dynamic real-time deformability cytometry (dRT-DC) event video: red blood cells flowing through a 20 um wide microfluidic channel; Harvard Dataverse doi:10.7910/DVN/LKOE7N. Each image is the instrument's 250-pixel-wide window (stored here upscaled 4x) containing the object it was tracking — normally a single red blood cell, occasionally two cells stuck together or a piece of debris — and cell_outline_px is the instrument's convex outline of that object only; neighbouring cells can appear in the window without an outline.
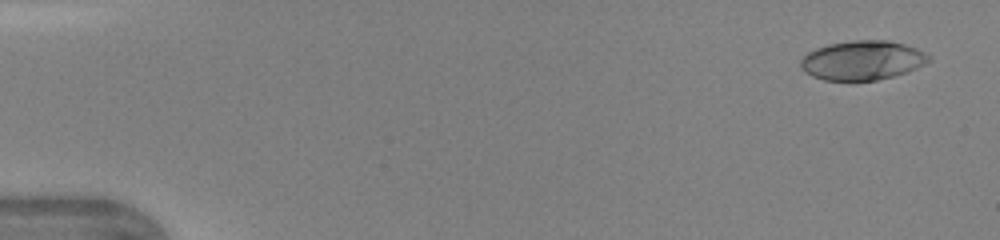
{"species": "human", "species_latin": "Homo sapiens", "temperature_condition": "warm", "stored_images_in_passage": 44, "camera_frame_rate_fps": 3000, "um_per_image_px": 0.085, "donor": {"sex": "female"}, "frame": {"image": 1, "passage_image": 2, "time_ms": 0.333, "image_size_px": [1000, 240], "cell_outline_px": [[932, 60], [916, 68], [892, 76], [876, 80], [824, 80], [812, 76], [804, 72], [800, 68], [800, 60], [808, 52], [816, 48], [828, 44], [852, 40], [888, 40], [904, 44], [916, 48], [924, 52]], "centroid_in_image_um": [73.27, 5.12], "position_along_channel_um": 11.7, "area_um2": 29.25}}
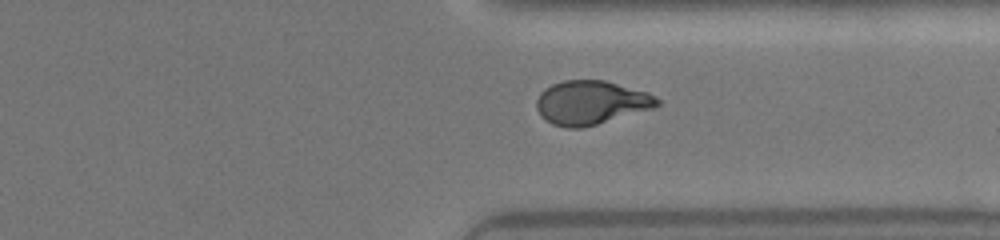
{"frame": {"image": 2, "passage_image": 34, "time_ms": 11.0, "image_size_px": [1000, 240], "cell_outline_px": [[660, 104], [656, 108], [596, 124], [580, 128], [568, 128], [552, 124], [540, 116], [536, 108], [536, 100], [540, 92], [544, 88], [552, 84], [564, 80], [604, 80], [648, 92], [660, 100]], "centroid_in_image_um": [50.23, 8.72], "position_along_channel_um": 361.2, "area_um2": 30.98}}
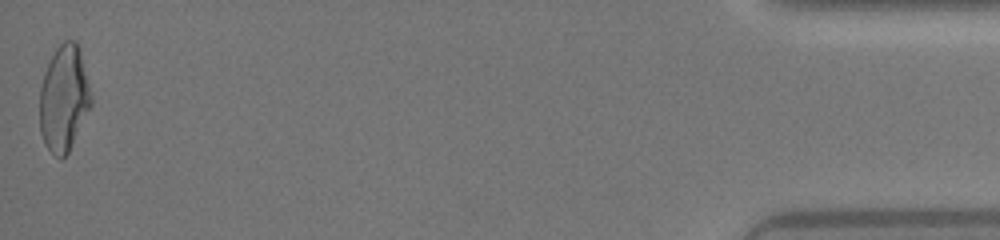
{"frame": {"image": 3, "passage_image": 44, "time_ms": 14.333, "image_size_px": [1000, 240], "cell_outline_px": [[92, 104], [68, 152], [60, 160], [44, 144], [40, 132], [40, 88], [44, 72], [56, 48], [64, 40], [76, 40], [80, 52], [92, 96]], "centroid_in_image_um": [5.42, 8.37], "position_along_channel_um": 429.8, "area_um2": 31.5}}